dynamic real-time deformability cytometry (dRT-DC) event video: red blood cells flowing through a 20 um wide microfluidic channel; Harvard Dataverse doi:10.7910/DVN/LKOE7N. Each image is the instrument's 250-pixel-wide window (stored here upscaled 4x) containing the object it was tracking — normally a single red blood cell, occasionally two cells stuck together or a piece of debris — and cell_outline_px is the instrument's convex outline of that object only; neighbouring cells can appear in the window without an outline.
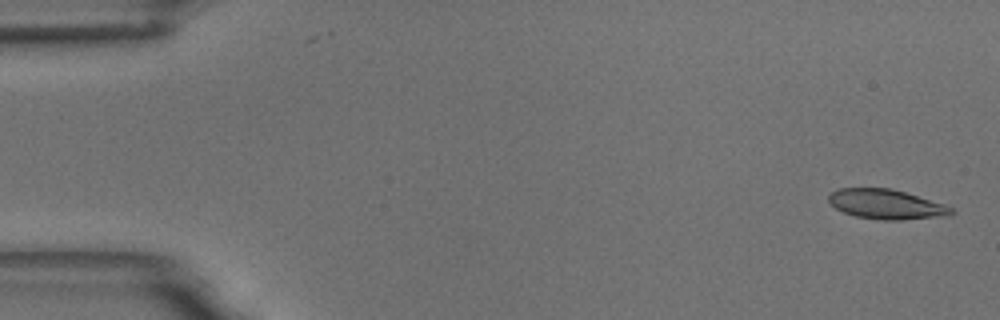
{"species": "common noctule bat (a hibernating species)", "species_latin": "Nyctalus noctula", "temperature_condition": "room temperature", "stored_images_in_passage": 5, "camera_frame_rate_fps": 3000, "um_per_image_px": 0.085, "animal": {"sex": "male", "body_mass_g": 18.8}, "frame": {"image": 1, "passage_image": 1, "time_ms": 0.0, "image_size_px": [1000, 320], "cell_outline_px": [[956, 212], [948, 216], [900, 220], [884, 220], [856, 216], [844, 212], [836, 208], [828, 200], [828, 196], [836, 188], [892, 188], [944, 204], [952, 208]], "centroid_in_image_um": [75.35, 17.36], "position_along_channel_um": 9.7, "area_um2": 21.21}}
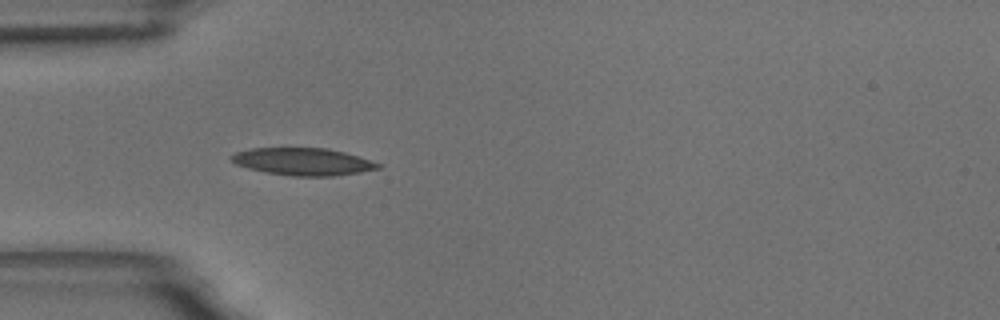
{"frame": {"image": 2, "passage_image": 5, "time_ms": 5.0, "image_size_px": [1000, 320], "cell_outline_px": [[384, 164], [380, 168], [360, 172], [332, 176], [292, 176], [264, 172], [248, 168], [236, 164], [228, 160], [236, 152], [252, 148], [328, 148], [344, 152]], "centroid_in_image_um": [25.76, 13.74], "position_along_channel_um": 59.2, "area_um2": 23.41}}